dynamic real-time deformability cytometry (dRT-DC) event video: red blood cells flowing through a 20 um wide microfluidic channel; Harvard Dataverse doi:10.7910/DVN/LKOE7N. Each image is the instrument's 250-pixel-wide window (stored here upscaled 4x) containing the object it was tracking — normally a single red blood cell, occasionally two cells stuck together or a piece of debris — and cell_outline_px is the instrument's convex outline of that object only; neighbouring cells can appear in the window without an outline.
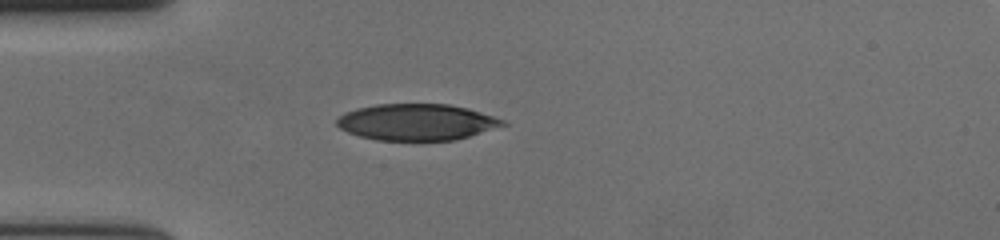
{"species": "human", "species_latin": "Homo sapiens", "temperature_condition": "cold", "stored_images_in_passage": 41, "camera_frame_rate_fps": 3000, "um_per_image_px": 0.085, "donor": {"sex": "female"}, "frame": {"image": 1, "passage_image": 1, "time_ms": 0.0, "image_size_px": [1000, 240], "cell_outline_px": [[508, 124], [468, 136], [452, 140], [376, 140], [360, 136], [348, 132], [340, 128], [336, 124], [336, 120], [344, 112], [356, 108], [376, 104], [448, 104], [468, 108], [504, 120]], "centroid_in_image_um": [35.38, 10.37], "position_along_channel_um": 49.6, "area_um2": 34.97}}
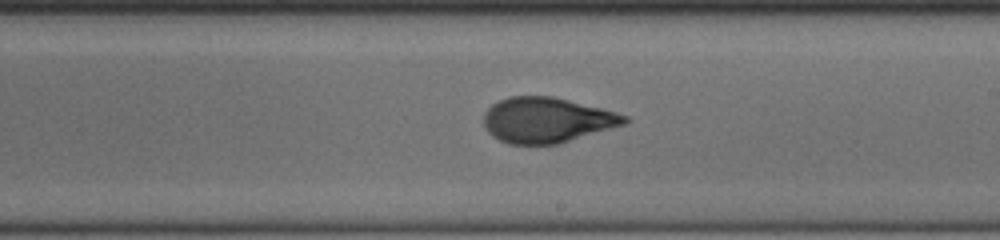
{"frame": {"image": 2, "passage_image": 18, "time_ms": 5.667, "image_size_px": [1000, 240], "cell_outline_px": [[628, 120], [624, 124], [560, 144], [508, 144], [492, 136], [488, 132], [484, 124], [484, 112], [492, 104], [508, 96], [552, 96], [616, 112], [628, 116]], "centroid_in_image_um": [46.45, 10.21], "position_along_channel_um": 242.6, "area_um2": 37.05}}
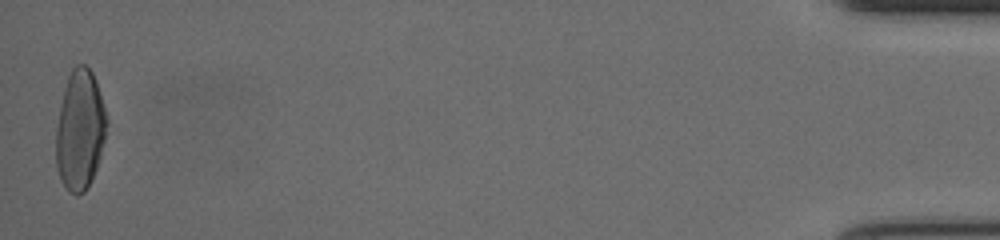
{"frame": {"image": 3, "passage_image": 41, "time_ms": 13.333, "image_size_px": [1000, 240], "cell_outline_px": [[108, 124], [100, 156], [96, 168], [84, 192], [76, 196], [68, 192], [60, 180], [56, 168], [56, 128], [60, 104], [64, 88], [68, 76], [72, 68], [76, 64], [84, 64], [92, 72], [96, 80], [104, 104], [108, 120]], "centroid_in_image_um": [6.79, 11.04], "position_along_channel_um": 428.4, "area_um2": 35.72}, "authors_computed_cell_mechanics": {"area_um2": 36.992, "velocity_mm_per_s": 3.6658, "shape_relaxation_time_tau1_ms": 5.2196, "shape_relaxation_time_tau2_ms": 0.8616, "deformation_change_tau1": 0.1929, "deformation_change_tau2": 0.0704}}